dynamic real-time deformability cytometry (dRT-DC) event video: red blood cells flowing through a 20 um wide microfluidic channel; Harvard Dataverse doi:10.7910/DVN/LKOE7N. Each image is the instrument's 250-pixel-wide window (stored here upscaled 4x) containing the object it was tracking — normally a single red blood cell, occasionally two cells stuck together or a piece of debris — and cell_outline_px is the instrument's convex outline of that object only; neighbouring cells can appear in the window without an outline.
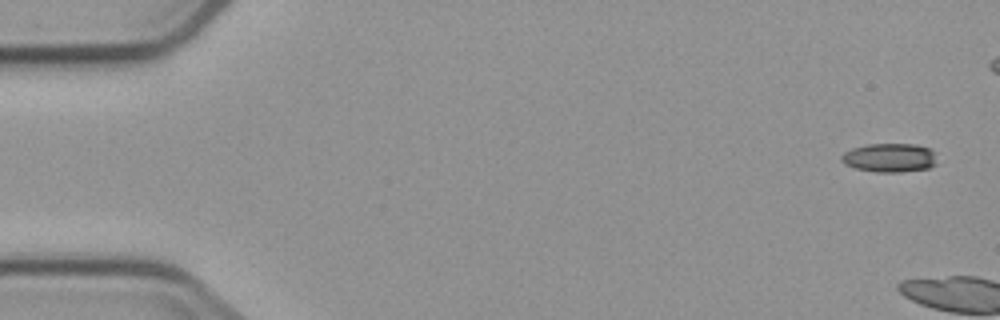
{"species": "common noctule bat (a hibernating species)", "species_latin": "Nyctalus noctula", "temperature_condition": "cold", "stored_images_in_passage": 12, "camera_frame_rate_fps": 3000, "um_per_image_px": 0.085, "animal": {"sex": "male", "body_mass_g": 23.1, "forearm_length_mm": 52.7}, "frame": {"image": 1, "passage_image": 1, "time_ms": 0.0, "image_size_px": [1000, 320], "cell_outline_px": [[936, 164], [928, 168], [900, 172], [876, 172], [856, 168], [844, 164], [840, 160], [840, 156], [844, 152], [852, 148], [868, 144], [916, 144], [928, 148], [936, 152]], "centroid_in_image_um": [75.62, 13.4], "position_along_channel_um": 9.4, "area_um2": 16.18}}
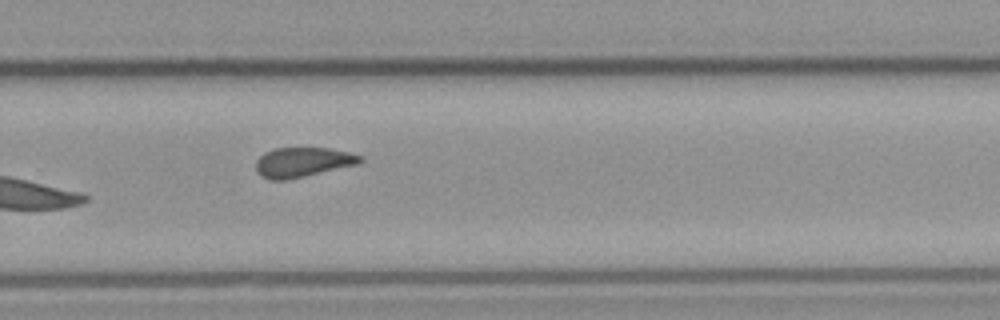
{"frame": {"image": 2, "passage_image": 12, "time_ms": 14.0, "image_size_px": [1000, 320], "cell_outline_px": [[364, 160], [360, 164], [288, 180], [268, 180], [260, 176], [256, 168], [256, 160], [264, 152], [276, 148], [328, 148], [348, 152], [364, 156]], "centroid_in_image_um": [25.75, 13.79], "position_along_channel_um": 304.0, "area_um2": 18.32}}